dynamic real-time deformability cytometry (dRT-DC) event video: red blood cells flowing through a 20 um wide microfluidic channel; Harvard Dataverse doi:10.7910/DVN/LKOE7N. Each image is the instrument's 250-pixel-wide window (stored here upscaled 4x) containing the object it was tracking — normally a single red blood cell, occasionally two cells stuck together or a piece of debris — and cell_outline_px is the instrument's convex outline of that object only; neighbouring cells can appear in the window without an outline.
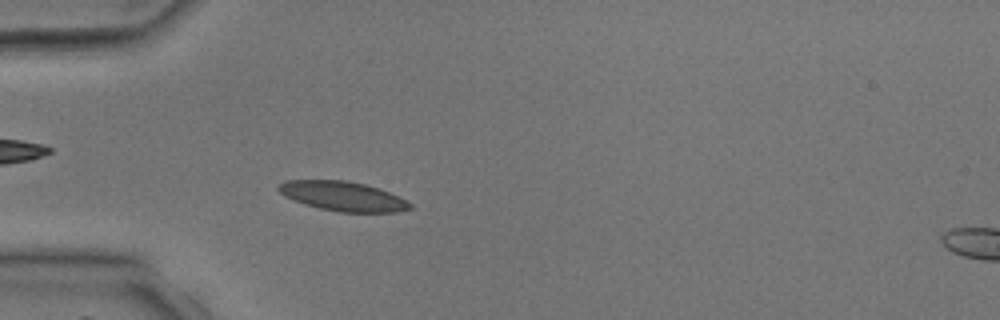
{"species": "common noctule bat (a hibernating species)", "species_latin": "Nyctalus noctula", "temperature_condition": "room temperature", "stored_images_in_passage": 37, "camera_frame_rate_fps": 3000, "um_per_image_px": 0.085, "animal": {"sex": "male", "body_mass_g": 17.9, "forearm_length_mm": 54.2}, "frame": {"image": 1, "passage_image": 9, "time_ms": 2.667, "image_size_px": [1000, 320], "cell_outline_px": [[412, 208], [400, 212], [340, 212], [320, 208], [304, 204], [284, 196], [276, 188], [284, 180], [348, 180], [380, 188], [412, 204]], "centroid_in_image_um": [29.12, 16.67], "position_along_channel_um": 55.9, "area_um2": 22.54}}
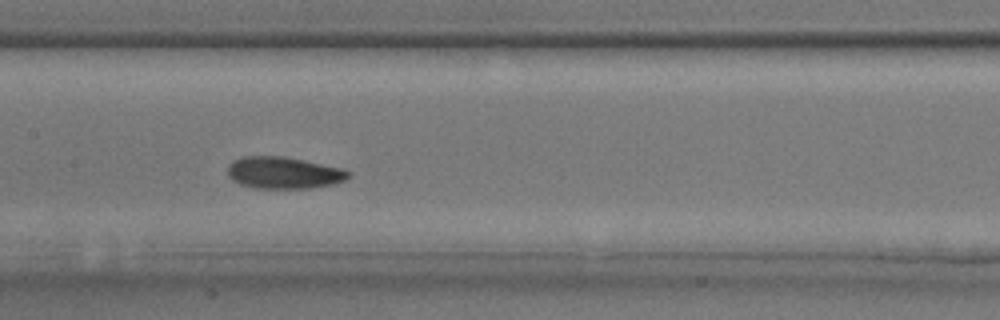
{"frame": {"image": 2, "passage_image": 17, "time_ms": 5.333, "image_size_px": [1000, 320], "cell_outline_px": [[352, 176], [344, 180], [332, 184], [308, 188], [256, 188], [240, 184], [232, 180], [228, 176], [228, 164], [232, 160], [244, 156], [284, 156], [304, 160], [340, 168], [348, 172]], "centroid_in_image_um": [24.06, 14.68], "position_along_channel_um": 183.3, "area_um2": 22.31}}
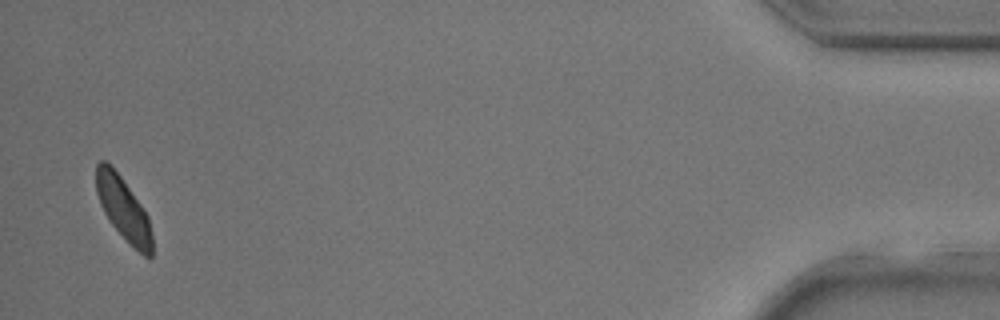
{"frame": {"image": 3, "passage_image": 36, "time_ms": 11.667, "image_size_px": [1000, 320], "cell_outline_px": [[152, 256], [148, 260], [108, 220], [100, 204], [96, 192], [96, 164], [100, 160], [104, 160], [120, 176], [140, 204], [148, 216], [152, 236]], "centroid_in_image_um": [10.48, 17.74], "position_along_channel_um": 424.7, "area_um2": 19.94}}